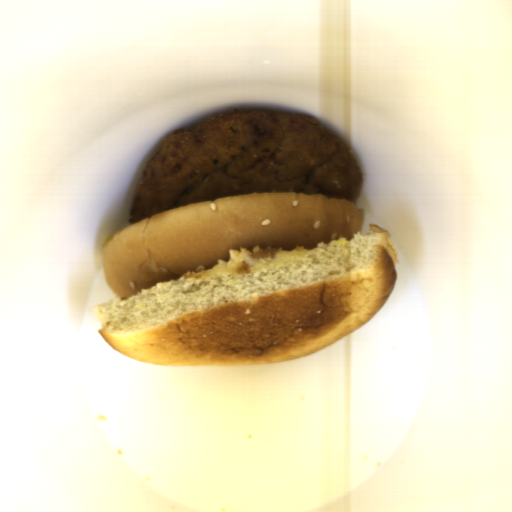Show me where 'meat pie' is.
<instances>
[{
  "mask_svg": "<svg viewBox=\"0 0 512 512\" xmlns=\"http://www.w3.org/2000/svg\"><path fill=\"white\" fill-rule=\"evenodd\" d=\"M362 182L356 159L319 119L236 108L163 141L135 184L128 221L256 193L321 194L356 203Z\"/></svg>",
  "mask_w": 512,
  "mask_h": 512,
  "instance_id": "meat-pie-1",
  "label": "meat pie"
}]
</instances>
